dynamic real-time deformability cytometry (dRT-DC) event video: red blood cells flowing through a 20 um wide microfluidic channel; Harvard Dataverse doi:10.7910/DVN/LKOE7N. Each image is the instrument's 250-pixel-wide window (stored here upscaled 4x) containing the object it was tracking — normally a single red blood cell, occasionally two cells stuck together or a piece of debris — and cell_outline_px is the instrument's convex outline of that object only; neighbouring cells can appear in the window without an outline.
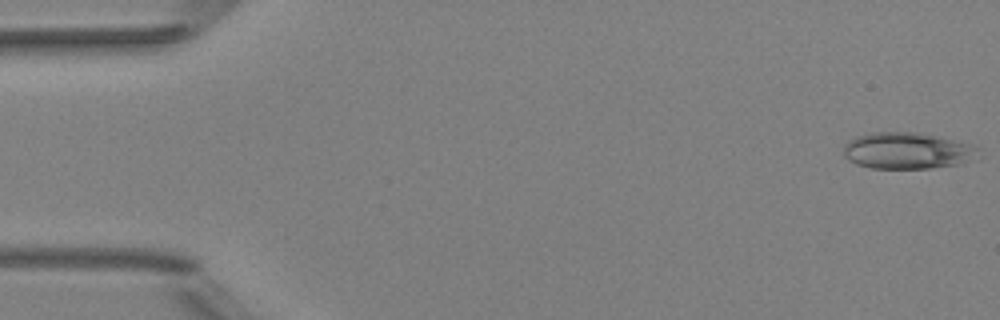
{"species": "Egyptian fruit bat (a non-hibernating species)", "species_latin": "Rousettus aegyptiacus", "temperature_condition": "room temperature", "stored_images_in_passage": 16, "camera_frame_rate_fps": 3000, "um_per_image_px": 0.085, "animal": {"sex": "female"}, "frame": {"image": 1, "passage_image": 1, "time_ms": 0.0, "image_size_px": [1000, 320], "cell_outline_px": [[980, 160], [960, 164], [928, 168], [872, 168], [856, 164], [848, 160], [844, 156], [844, 144], [848, 140], [856, 136], [872, 132], [916, 132], [976, 144], [980, 148]], "centroid_in_image_um": [77.21, 12.81], "position_along_channel_um": 7.8, "area_um2": 29.3}}
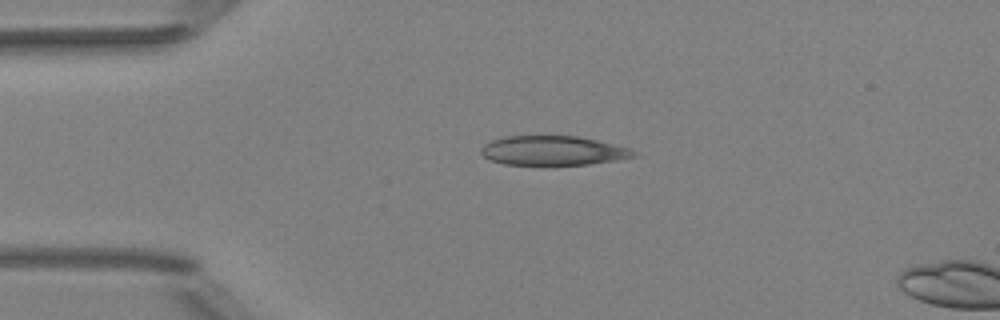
{"frame": {"image": 2, "passage_image": 12, "time_ms": 3.667, "image_size_px": [1000, 320], "cell_outline_px": [[640, 152], [636, 156], [616, 160], [588, 164], [544, 168], [504, 164], [492, 160], [484, 156], [480, 152], [480, 148], [484, 144], [492, 140], [504, 136], [576, 136], [596, 140], [628, 148]], "centroid_in_image_um": [46.97, 12.85], "position_along_channel_um": 38.0, "area_um2": 27.05}}